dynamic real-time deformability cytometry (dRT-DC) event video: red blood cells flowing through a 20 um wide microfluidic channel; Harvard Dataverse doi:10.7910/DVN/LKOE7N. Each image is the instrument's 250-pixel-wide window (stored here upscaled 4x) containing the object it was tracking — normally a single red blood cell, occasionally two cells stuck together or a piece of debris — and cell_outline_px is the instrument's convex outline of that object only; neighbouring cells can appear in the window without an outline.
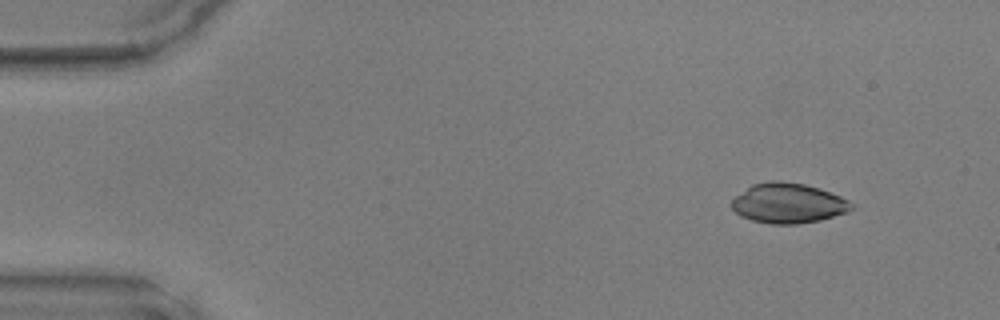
{"species": "common noctule bat (a hibernating species)", "species_latin": "Nyctalus noctula", "temperature_condition": "warm", "stored_images_in_passage": 15, "camera_frame_rate_fps": 3000, "um_per_image_px": 0.085, "animal": {"sex": "male", "body_mass_g": 17.9, "forearm_length_mm": 54.2}, "frame": {"image": 1, "passage_image": 4, "time_ms": 1.0, "image_size_px": [1000, 320], "cell_outline_px": [[856, 204], [848, 212], [820, 220], [796, 224], [772, 224], [752, 220], [740, 216], [732, 208], [732, 200], [736, 196], [752, 184], [772, 180], [780, 180], [804, 184], [820, 188], [840, 196]], "centroid_in_image_um": [67.02, 17.27], "position_along_channel_um": 18.0, "area_um2": 27.98}}
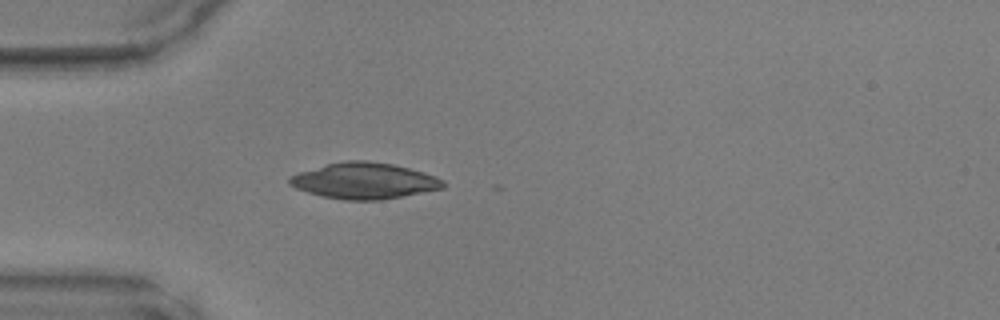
{"frame": {"image": 2, "passage_image": 13, "time_ms": 4.0, "image_size_px": [1000, 320], "cell_outline_px": [[444, 188], [380, 200], [344, 200], [320, 196], [296, 188], [288, 184], [288, 176], [300, 172], [328, 164], [344, 160], [364, 160], [392, 164], [424, 172], [436, 176], [444, 180]], "centroid_in_image_um": [30.95, 15.37], "position_along_channel_um": 54.1, "area_um2": 32.19}}